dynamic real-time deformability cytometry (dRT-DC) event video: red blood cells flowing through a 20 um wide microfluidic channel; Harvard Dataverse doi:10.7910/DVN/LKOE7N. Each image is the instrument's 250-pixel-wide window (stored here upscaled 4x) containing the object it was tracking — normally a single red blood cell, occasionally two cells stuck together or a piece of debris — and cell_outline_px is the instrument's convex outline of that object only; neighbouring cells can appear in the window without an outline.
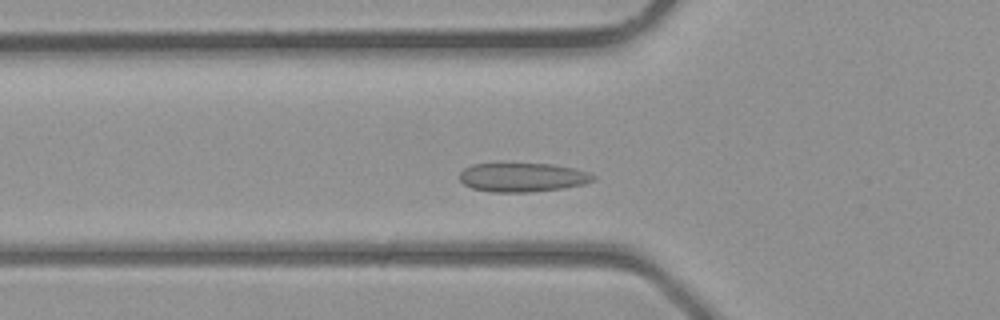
{"species": "common noctule bat (a hibernating species)", "species_latin": "Nyctalus noctula", "temperature_condition": "room temperature", "stored_images_in_passage": 36, "camera_frame_rate_fps": 3000, "um_per_image_px": 0.085, "animal": {"sex": "male", "body_mass_g": 23.1, "forearm_length_mm": 52.7}, "frame": {"image": 1, "passage_image": 9, "time_ms": 2.667, "image_size_px": [1000, 320], "cell_outline_px": [[596, 176], [592, 180], [584, 184], [564, 188], [528, 192], [492, 192], [472, 188], [464, 184], [460, 180], [460, 172], [464, 168], [472, 164], [552, 164], [572, 168], [588, 172]], "centroid_in_image_um": [44.4, 15.08], "position_along_channel_um": 81.4, "area_um2": 22.37}}
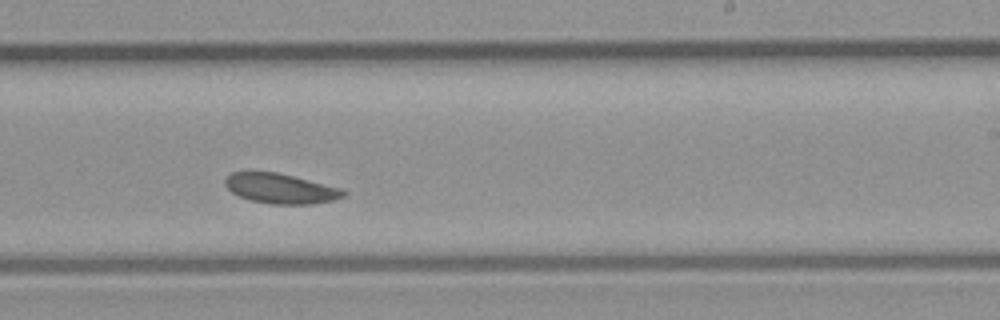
{"frame": {"image": 2, "passage_image": 20, "time_ms": 6.333, "image_size_px": [1000, 320], "cell_outline_px": [[348, 192], [344, 196], [332, 200], [312, 204], [272, 204], [252, 200], [240, 196], [232, 192], [224, 184], [224, 180], [232, 172], [276, 172], [340, 188]], "centroid_in_image_um": [23.84, 16.03], "position_along_channel_um": 265.2, "area_um2": 20.29}}
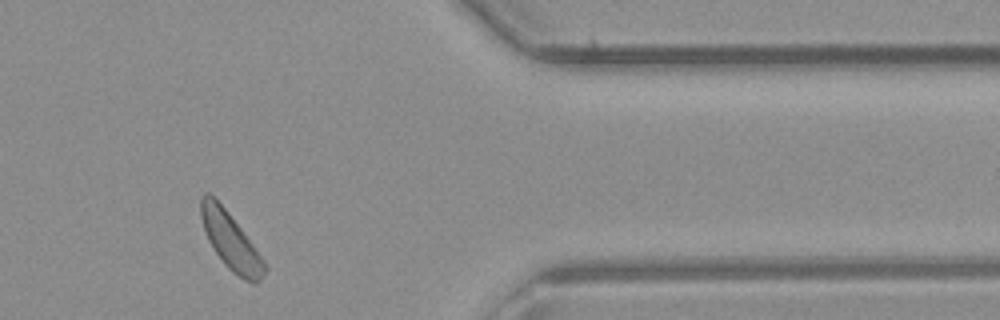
{"frame": {"image": 3, "passage_image": 29, "time_ms": 9.333, "image_size_px": [1000, 320], "cell_outline_px": [[268, 268], [260, 280], [256, 284], [252, 284], [236, 276], [224, 264], [208, 240], [200, 216], [200, 200], [204, 192], [208, 192], [228, 212], [264, 260]], "centroid_in_image_um": [19.61, 20.53], "position_along_channel_um": 391.8, "area_um2": 20.87}}